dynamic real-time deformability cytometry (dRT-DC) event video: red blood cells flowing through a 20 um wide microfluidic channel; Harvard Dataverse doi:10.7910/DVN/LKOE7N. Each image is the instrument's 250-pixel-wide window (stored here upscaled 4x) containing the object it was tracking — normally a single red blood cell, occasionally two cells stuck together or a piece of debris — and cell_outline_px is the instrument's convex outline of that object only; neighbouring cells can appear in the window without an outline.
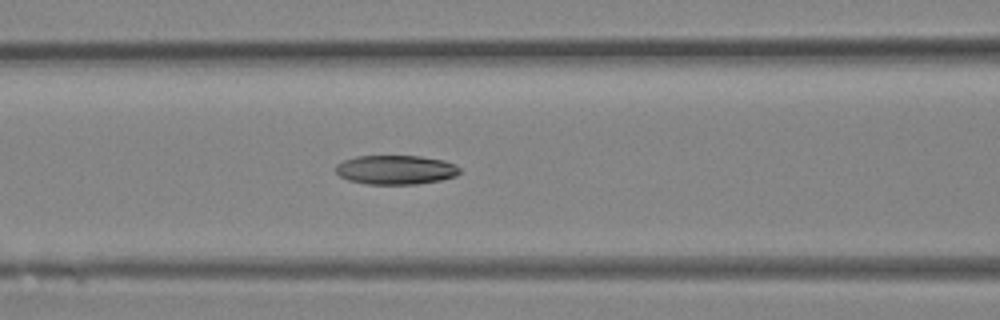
{"species": "Egyptian fruit bat (a non-hibernating species)", "species_latin": "Rousettus aegyptiacus", "temperature_condition": "room temperature", "stored_images_in_passage": 35, "camera_frame_rate_fps": 3000, "um_per_image_px": 0.085, "animal": {"sex": "female"}, "frame": {"image": 1, "passage_image": 14, "time_ms": 4.333, "image_size_px": [1000, 320], "cell_outline_px": [[460, 172], [456, 176], [440, 180], [416, 184], [368, 184], [348, 180], [340, 176], [336, 172], [336, 164], [344, 160], [356, 156], [420, 156], [444, 160], [456, 164], [460, 168]], "centroid_in_image_um": [33.65, 14.43], "position_along_channel_um": 132.9, "area_um2": 21.15}}
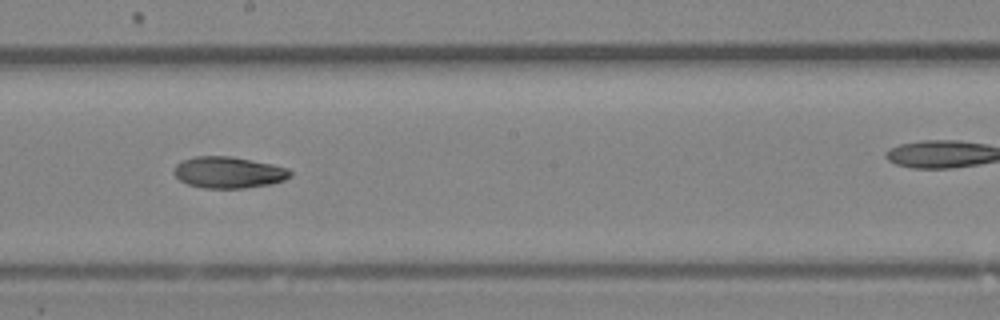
{"frame": {"image": 2, "passage_image": 19, "time_ms": 6.0, "image_size_px": [1000, 320], "cell_outline_px": [[292, 176], [284, 180], [272, 184], [244, 188], [204, 188], [188, 184], [180, 180], [172, 172], [176, 164], [184, 160], [196, 156], [232, 156], [272, 164], [288, 168], [292, 172]], "centroid_in_image_um": [19.45, 14.65], "position_along_channel_um": 228.8, "area_um2": 21.39}}
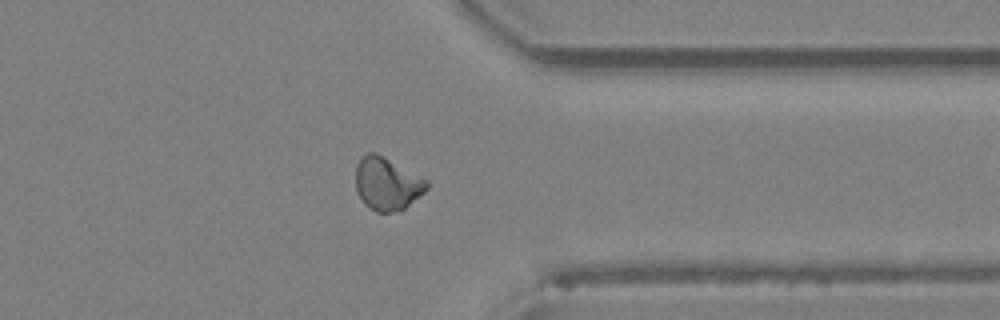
{"frame": {"image": 3, "passage_image": 27, "time_ms": 8.667, "image_size_px": [1000, 320], "cell_outline_px": [[428, 188], [424, 192], [404, 208], [388, 212], [376, 212], [368, 208], [364, 204], [356, 192], [356, 164], [368, 152], [376, 152], [428, 180]], "centroid_in_image_um": [32.88, 15.62], "position_along_channel_um": 378.5, "area_um2": 21.73}}